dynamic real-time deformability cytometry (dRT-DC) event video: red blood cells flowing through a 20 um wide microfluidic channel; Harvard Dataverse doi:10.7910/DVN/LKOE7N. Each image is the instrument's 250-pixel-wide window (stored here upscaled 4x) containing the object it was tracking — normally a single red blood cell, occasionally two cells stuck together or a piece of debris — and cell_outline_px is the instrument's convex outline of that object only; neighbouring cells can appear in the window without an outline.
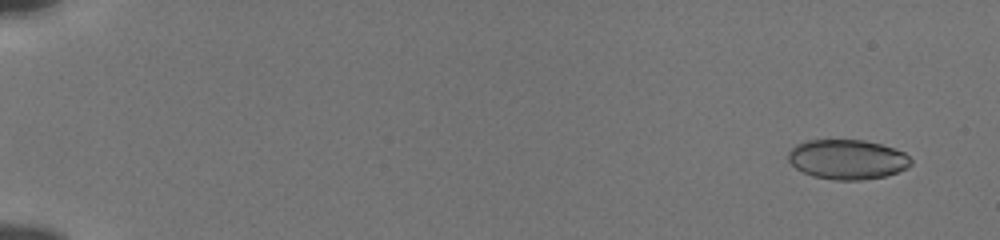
{"species": "human", "species_latin": "Homo sapiens", "temperature_condition": "cold", "stored_images_in_passage": 56, "camera_frame_rate_fps": 3000, "um_per_image_px": 0.085, "donor": {"sex": "male"}, "frame": {"image": 1, "passage_image": 4, "time_ms": 1.0, "image_size_px": [1000, 240], "cell_outline_px": [[912, 164], [896, 172], [884, 176], [860, 180], [836, 180], [812, 176], [796, 168], [788, 160], [788, 152], [796, 144], [808, 140], [864, 140], [880, 144], [904, 152], [912, 160]], "centroid_in_image_um": [72.0, 13.54], "position_along_channel_um": 13.0, "area_um2": 28.21}}
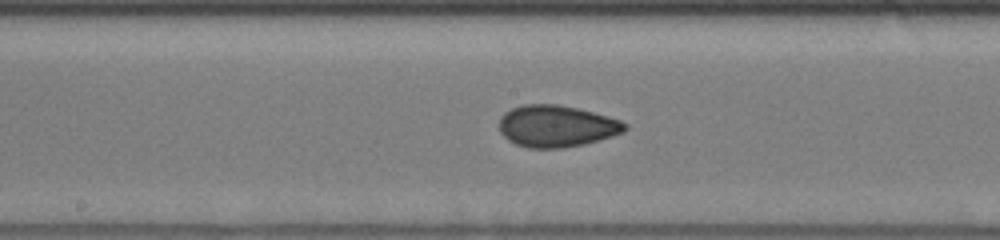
{"frame": {"image": 2, "passage_image": 32, "time_ms": 10.333, "image_size_px": [1000, 240], "cell_outline_px": [[628, 128], [624, 132], [600, 140], [584, 144], [564, 148], [528, 148], [516, 144], [508, 140], [500, 132], [500, 116], [504, 112], [512, 108], [524, 104], [556, 104], [576, 108], [608, 116], [620, 120], [628, 124]], "centroid_in_image_um": [47.31, 10.73], "position_along_channel_um": 200.9, "area_um2": 30.69}}
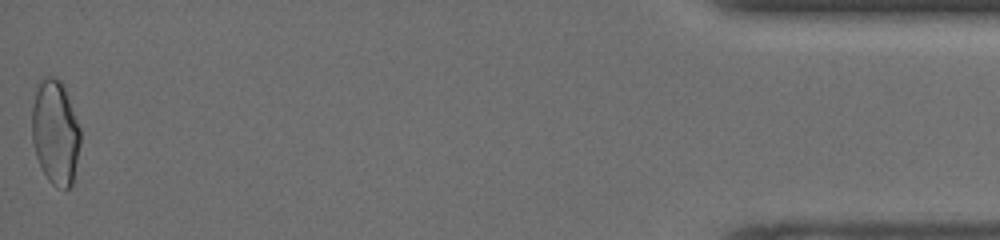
{"frame": {"image": 3, "passage_image": 56, "time_ms": 18.333, "image_size_px": [1000, 240], "cell_outline_px": [[80, 144], [72, 184], [68, 188], [64, 188], [52, 184], [48, 180], [36, 156], [32, 140], [32, 104], [36, 84], [40, 76], [56, 76], [64, 84], [80, 128]], "centroid_in_image_um": [4.68, 11.16], "position_along_channel_um": 430.5, "area_um2": 29.82}, "authors_computed_cell_mechanics": {"area_um2": 29.2468, "velocity_mm_per_s": 3.8595, "shape_relaxation_time_tau1_ms": 4.7946, "shape_relaxation_time_tau2_ms": 1.394, "deformation_change_tau1": 0.1183, "deformation_change_tau2": 0.0545}}